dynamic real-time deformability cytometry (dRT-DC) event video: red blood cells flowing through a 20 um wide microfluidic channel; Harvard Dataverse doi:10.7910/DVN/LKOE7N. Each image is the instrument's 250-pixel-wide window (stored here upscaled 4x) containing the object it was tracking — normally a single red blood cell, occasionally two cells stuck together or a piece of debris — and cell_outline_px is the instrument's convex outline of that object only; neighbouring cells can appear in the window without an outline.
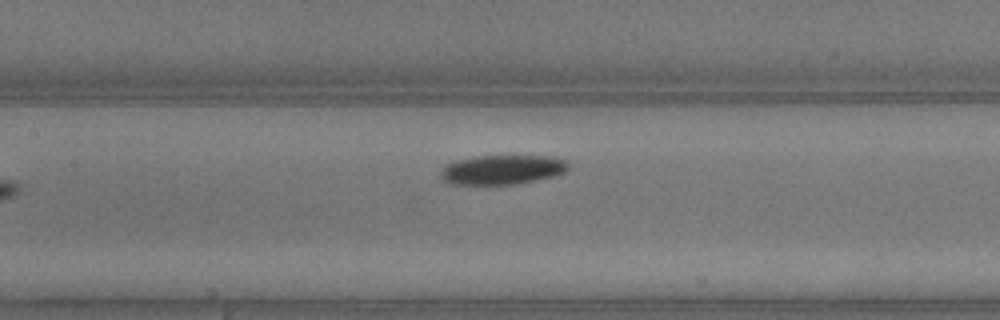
{"species": "common noctule bat (a hibernating species)", "species_latin": "Nyctalus noctula", "temperature_condition": "warm", "stored_images_in_passage": 6, "camera_frame_rate_fps": 3000, "um_per_image_px": 0.085, "animal": {"sex": "male", "body_mass_g": 13.3}, "frame": {"image": 1, "passage_image": 6, "time_ms": 1.667, "image_size_px": [1000, 320], "cell_outline_px": [[568, 168], [564, 172], [552, 176], [512, 184], [452, 184], [444, 180], [440, 176], [440, 172], [448, 164], [456, 160], [476, 156], [556, 156], [568, 160]], "centroid_in_image_um": [42.71, 14.4], "position_along_channel_um": 164.7, "area_um2": 21.68}}